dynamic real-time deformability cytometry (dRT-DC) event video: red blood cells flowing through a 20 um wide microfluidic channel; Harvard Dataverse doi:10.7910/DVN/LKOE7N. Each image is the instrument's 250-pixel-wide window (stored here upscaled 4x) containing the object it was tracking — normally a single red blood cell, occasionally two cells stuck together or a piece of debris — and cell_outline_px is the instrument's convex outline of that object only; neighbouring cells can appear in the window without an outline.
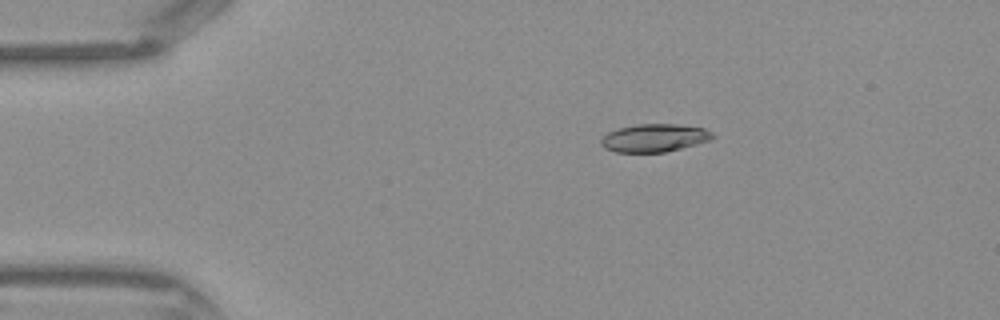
{"species": "Egyptian fruit bat (a non-hibernating species)", "species_latin": "Rousettus aegyptiacus", "temperature_condition": "warm", "stored_images_in_passage": 36, "camera_frame_rate_fps": 3000, "um_per_image_px": 0.085, "frame": {"image": 1, "passage_image": 1, "time_ms": 0.0, "image_size_px": [1000, 320], "cell_outline_px": [[716, 136], [708, 140], [696, 144], [664, 152], [616, 152], [604, 148], [600, 144], [600, 140], [608, 132], [620, 128], [636, 124], [676, 124], [704, 128], [712, 132]], "centroid_in_image_um": [55.6, 11.72], "position_along_channel_um": 29.4, "area_um2": 18.03}}
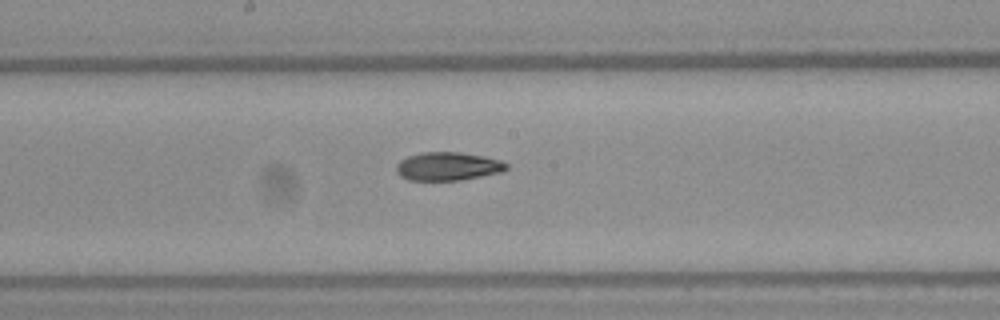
{"frame": {"image": 2, "passage_image": 16, "time_ms": 5.0, "image_size_px": [1000, 320], "cell_outline_px": [[508, 168], [500, 172], [460, 180], [408, 180], [400, 176], [396, 172], [396, 164], [400, 160], [408, 156], [420, 152], [460, 152], [484, 156], [500, 160], [508, 164]], "centroid_in_image_um": [38.03, 14.13], "position_along_channel_um": 210.2, "area_um2": 18.21}}
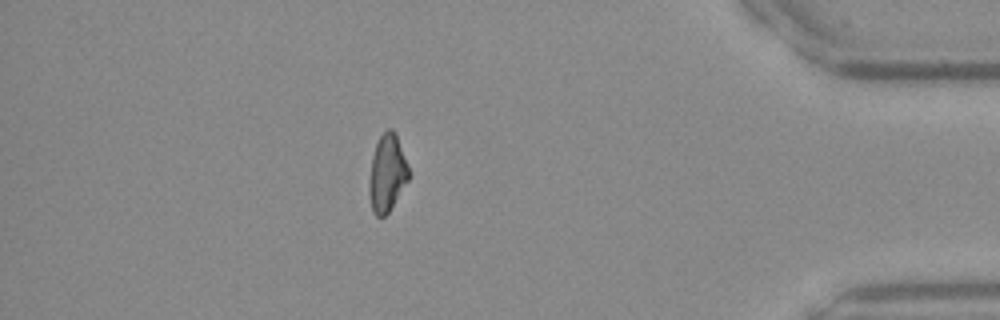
{"frame": {"image": 3, "passage_image": 31, "time_ms": 10.0, "image_size_px": [1000, 320], "cell_outline_px": [[408, 180], [388, 212], [384, 216], [376, 216], [372, 212], [368, 192], [368, 188], [372, 156], [376, 144], [380, 136], [388, 128], [392, 128], [396, 136], [408, 164]], "centroid_in_image_um": [32.88, 14.73], "position_along_channel_um": 402.3, "area_um2": 17.51}}